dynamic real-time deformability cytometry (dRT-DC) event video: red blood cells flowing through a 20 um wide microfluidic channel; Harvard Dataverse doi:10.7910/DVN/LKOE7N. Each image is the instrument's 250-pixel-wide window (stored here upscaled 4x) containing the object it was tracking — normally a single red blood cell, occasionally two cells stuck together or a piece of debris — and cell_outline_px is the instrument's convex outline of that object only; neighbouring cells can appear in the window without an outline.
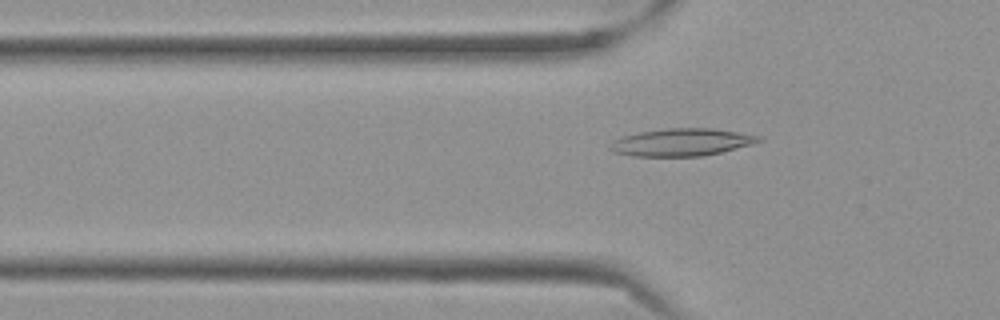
{"species": "Egyptian fruit bat (a non-hibernating species)", "species_latin": "Rousettus aegyptiacus", "temperature_condition": "cold", "stored_images_in_passage": 57, "camera_frame_rate_fps": 3000, "um_per_image_px": 0.085, "frame": {"image": 1, "passage_image": 18, "time_ms": 5.667, "image_size_px": [1000, 320], "cell_outline_px": [[764, 140], [752, 144], [720, 152], [700, 156], [632, 156], [612, 152], [608, 148], [612, 140], [624, 136], [640, 132], [668, 128], [712, 128], [760, 136]], "centroid_in_image_um": [57.9, 12.09], "position_along_channel_um": 67.9, "area_um2": 23.64}}
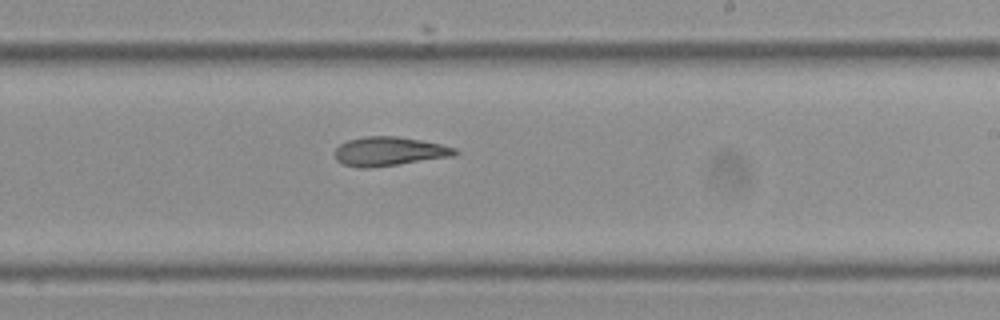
{"frame": {"image": 2, "passage_image": 34, "time_ms": 11.0, "image_size_px": [1000, 320], "cell_outline_px": [[460, 152], [452, 156], [368, 168], [360, 168], [344, 164], [336, 160], [336, 148], [340, 144], [348, 140], [364, 136], [400, 136], [440, 144], [456, 148]], "centroid_in_image_um": [33.07, 12.85], "position_along_channel_um": 255.9, "area_um2": 20.06}}
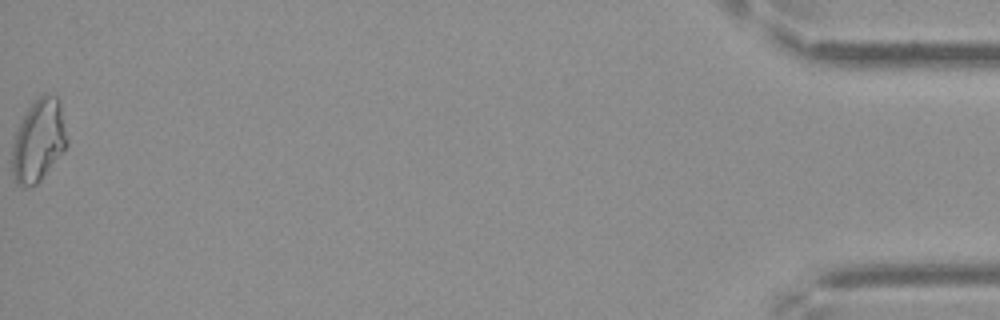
{"frame": {"image": 3, "passage_image": 57, "time_ms": 18.667, "image_size_px": [1000, 320], "cell_outline_px": [[68, 144], [40, 180], [36, 184], [20, 184], [12, 176], [12, 144], [16, 132], [28, 108], [44, 92], [48, 92], [56, 96], [60, 100], [68, 140]], "centroid_in_image_um": [3.3, 11.88], "position_along_channel_um": 431.9, "area_um2": 25.89}, "authors_computed_cell_mechanics": {"area_um2": 21.386, "velocity_mm_per_s": 3.5313, "shape_relaxation_time_tau1_ms": null, "shape_relaxation_time_tau2_ms": 4.5623, "deformation_change_tau1": null, "deformation_change_tau2": 0.1302}}